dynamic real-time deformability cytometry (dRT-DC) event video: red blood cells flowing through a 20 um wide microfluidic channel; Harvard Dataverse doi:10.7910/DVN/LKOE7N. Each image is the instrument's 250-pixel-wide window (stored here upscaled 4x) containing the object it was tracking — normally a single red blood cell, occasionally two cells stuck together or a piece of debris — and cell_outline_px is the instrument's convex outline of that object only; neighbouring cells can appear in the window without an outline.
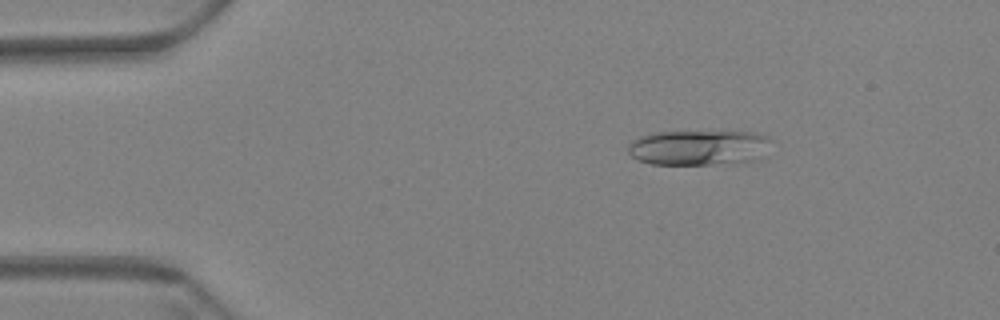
{"species": "Egyptian fruit bat (a non-hibernating species)", "species_latin": "Rousettus aegyptiacus", "temperature_condition": "warm", "stored_images_in_passage": 60, "camera_frame_rate_fps": 3000, "um_per_image_px": 0.085, "animal": {"sex": "female"}, "frame": {"image": 1, "passage_image": 10, "time_ms": 3.0, "image_size_px": [1000, 320], "cell_outline_px": [[772, 140], [764, 160], [708, 164], [652, 164], [640, 160], [632, 156], [628, 152], [628, 144], [632, 140], [640, 136], [656, 132], [752, 132], [768, 136]], "centroid_in_image_um": [59.47, 12.55], "position_along_channel_um": 25.5, "area_um2": 29.59}}
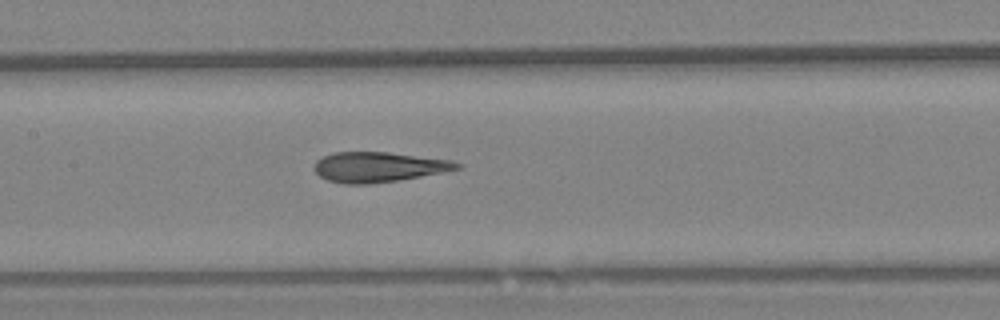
{"frame": {"image": 2, "passage_image": 29, "time_ms": 9.333, "image_size_px": [1000, 320], "cell_outline_px": [[464, 164], [460, 168], [444, 172], [396, 180], [368, 184], [344, 184], [328, 180], [320, 176], [312, 168], [316, 160], [332, 152], [388, 152], [452, 160]], "centroid_in_image_um": [32.16, 14.19], "position_along_channel_um": 175.2, "area_um2": 25.03}}
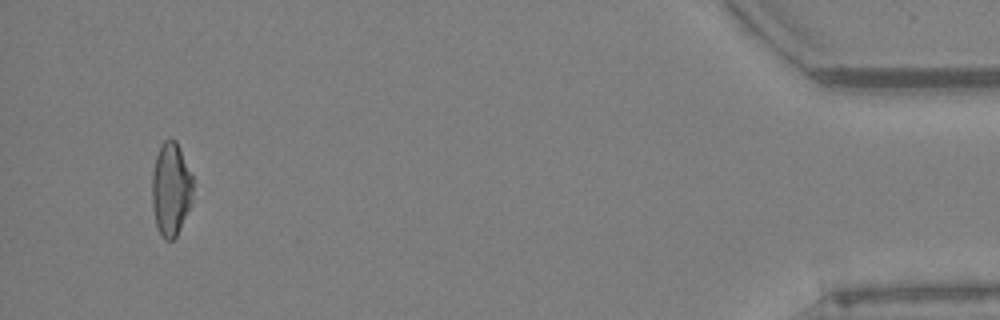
{"frame": {"image": 3, "passage_image": 57, "time_ms": 18.667, "image_size_px": [1000, 320], "cell_outline_px": [[192, 192], [188, 208], [180, 228], [176, 236], [172, 240], [164, 240], [160, 236], [156, 228], [152, 208], [152, 172], [156, 156], [160, 144], [164, 140], [176, 140], [180, 148], [192, 176]], "centroid_in_image_um": [14.48, 16.09], "position_along_channel_um": 420.7, "area_um2": 22.2}, "authors_computed_cell_mechanics": {"area_um2": 25.4898, "velocity_mm_per_s": 3.4473, "shape_relaxation_time_tau1_ms": null, "shape_relaxation_time_tau2_ms": 2.9002, "deformation_change_tau1": null, "deformation_change_tau2": 0.1304}}